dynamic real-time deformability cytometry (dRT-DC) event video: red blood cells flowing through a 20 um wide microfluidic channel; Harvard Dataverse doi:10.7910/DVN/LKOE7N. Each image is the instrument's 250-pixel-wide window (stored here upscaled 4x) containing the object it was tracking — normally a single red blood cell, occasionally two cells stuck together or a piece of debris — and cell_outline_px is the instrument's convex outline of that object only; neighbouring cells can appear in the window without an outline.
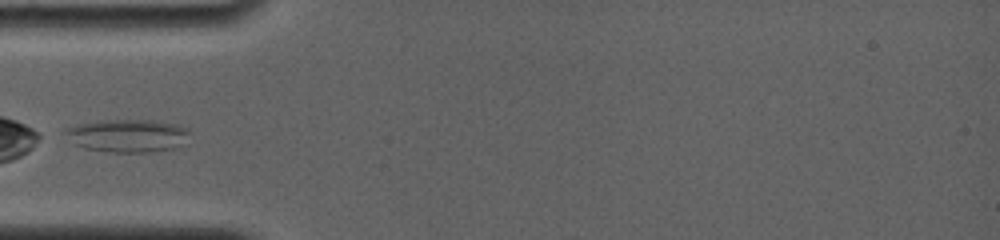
{"species": "common noctule bat (a hibernating species)", "species_latin": "Nyctalus noctula", "temperature_condition": "room temperature", "stored_images_in_passage": 41, "camera_frame_rate_fps": 4000, "um_per_image_px": 0.085, "animal": {"sex": "female", "body_mass_g": 19.0, "forearm_length_mm": 56.7}, "frame": {"image": 1, "passage_image": 1, "time_ms": 0.0, "image_size_px": [1000, 240], "cell_outline_px": [[192, 132], [188, 144], [172, 148], [148, 152], [108, 152], [84, 148], [72, 144], [60, 132], [64, 128], [76, 124], [100, 120], [152, 120], [176, 124], [188, 128]], "centroid_in_image_um": [10.83, 11.53], "position_along_channel_um": 74.2, "area_um2": 24.68}}